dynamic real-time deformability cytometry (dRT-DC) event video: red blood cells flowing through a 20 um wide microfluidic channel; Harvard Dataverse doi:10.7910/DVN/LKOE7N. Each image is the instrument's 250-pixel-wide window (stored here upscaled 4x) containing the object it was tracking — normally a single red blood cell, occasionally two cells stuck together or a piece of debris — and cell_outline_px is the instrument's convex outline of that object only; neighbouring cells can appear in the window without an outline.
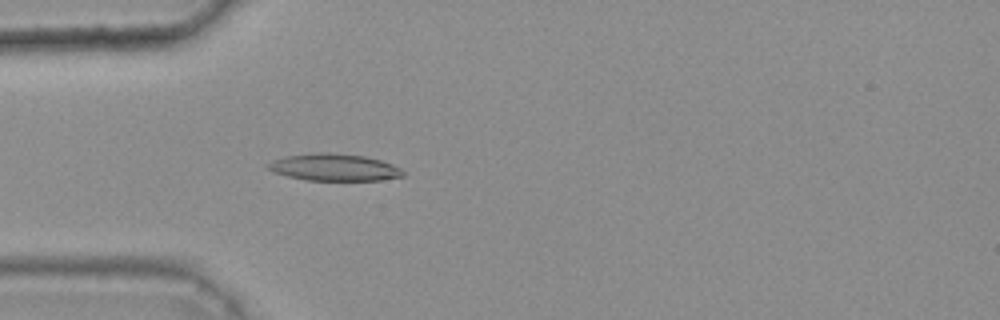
{"species": "common noctule bat (a hibernating species)", "species_latin": "Nyctalus noctula", "temperature_condition": "warm", "stored_images_in_passage": 32, "camera_frame_rate_fps": 3000, "um_per_image_px": 0.085, "animal": {"sex": "female", "body_mass_g": 25.1}, "frame": {"image": 1, "passage_image": 2, "time_ms": 0.333, "image_size_px": [1000, 320], "cell_outline_px": [[404, 176], [380, 180], [304, 180], [272, 172], [264, 164], [272, 160], [284, 156], [316, 152], [328, 152], [364, 156], [380, 160], [392, 164], [400, 168], [404, 172]], "centroid_in_image_um": [28.35, 14.22], "position_along_channel_um": 56.6, "area_um2": 21.39}}
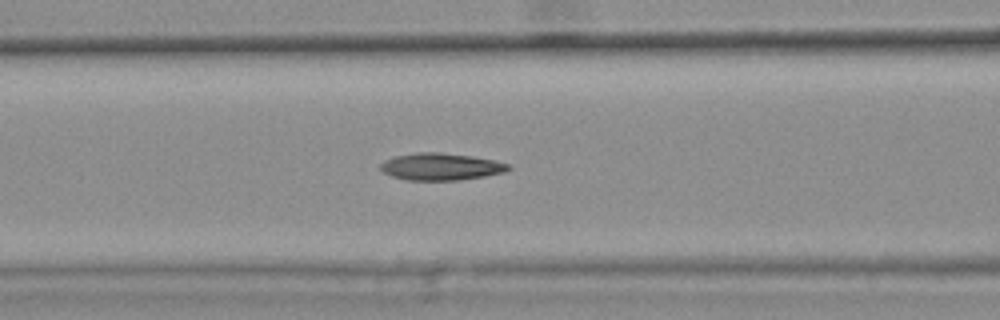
{"frame": {"image": 2, "passage_image": 8, "time_ms": 2.333, "image_size_px": [1000, 320], "cell_outline_px": [[512, 168], [504, 172], [484, 176], [456, 180], [408, 180], [392, 176], [384, 172], [380, 168], [380, 164], [384, 160], [396, 156], [416, 152], [440, 152], [472, 156], [492, 160], [508, 164]], "centroid_in_image_um": [37.45, 14.16], "position_along_channel_um": 129.1, "area_um2": 20.0}}
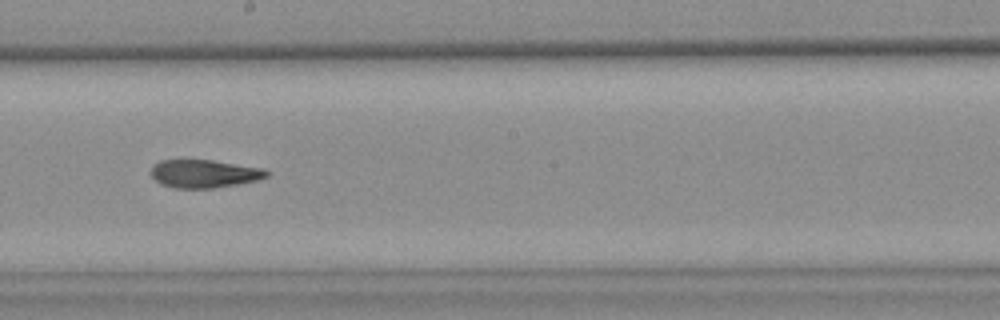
{"frame": {"image": 3, "passage_image": 16, "time_ms": 5.0, "image_size_px": [1000, 320], "cell_outline_px": [[268, 176], [256, 180], [236, 184], [212, 188], [172, 188], [160, 184], [148, 172], [152, 164], [160, 160], [212, 160], [264, 168], [268, 172]], "centroid_in_image_um": [17.29, 14.76], "position_along_channel_um": 230.9, "area_um2": 19.02}, "authors_computed_cell_mechanics": {"area_um2": 19.7387, "velocity_mm_per_s": 3.8243, "shape_relaxation_time_tau1_ms": 8.5826, "shape_relaxation_time_tau2_ms": 3.0183, "deformation_change_tau1": 0.229, "deformation_change_tau2": 0.1169}}